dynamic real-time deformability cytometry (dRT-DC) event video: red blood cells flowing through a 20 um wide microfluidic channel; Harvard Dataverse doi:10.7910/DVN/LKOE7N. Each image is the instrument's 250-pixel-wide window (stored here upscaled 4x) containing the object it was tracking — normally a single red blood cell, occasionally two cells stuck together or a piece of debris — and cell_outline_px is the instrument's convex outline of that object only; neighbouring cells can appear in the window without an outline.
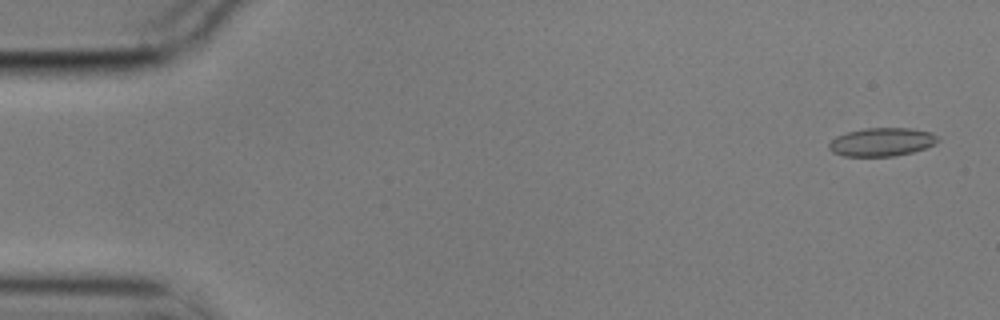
{"species": "common noctule bat (a hibernating species)", "species_latin": "Nyctalus noctula", "temperature_condition": "cold", "stored_images_in_passage": 12, "camera_frame_rate_fps": 3000, "um_per_image_px": 0.085, "animal": {"sex": "male", "body_mass_g": 17.9}, "frame": {"image": 1, "passage_image": 3, "time_ms": 0.667, "image_size_px": [1000, 320], "cell_outline_px": [[940, 140], [924, 148], [912, 152], [892, 156], [844, 156], [832, 152], [828, 148], [828, 144], [836, 136], [848, 132], [864, 128], [912, 128], [928, 132], [936, 136]], "centroid_in_image_um": [74.9, 12.07], "position_along_channel_um": 10.1, "area_um2": 17.8}}